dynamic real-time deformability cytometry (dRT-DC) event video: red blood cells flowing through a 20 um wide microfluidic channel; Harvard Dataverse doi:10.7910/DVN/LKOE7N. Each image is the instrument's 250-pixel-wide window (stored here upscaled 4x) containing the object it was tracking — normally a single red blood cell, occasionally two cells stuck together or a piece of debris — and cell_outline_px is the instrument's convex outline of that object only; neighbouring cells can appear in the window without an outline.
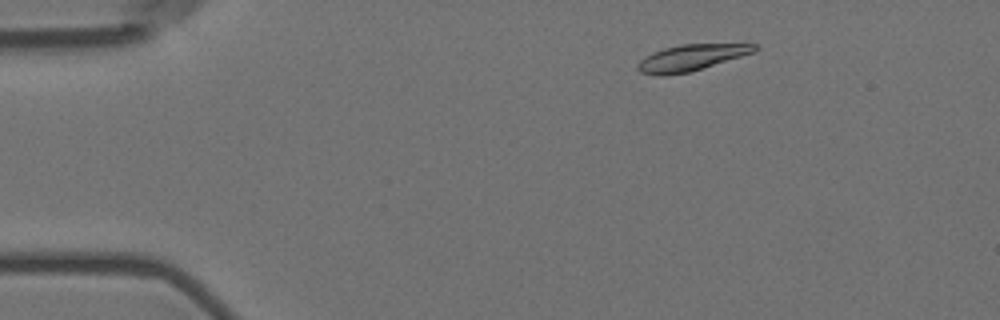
{"species": "Egyptian fruit bat (a non-hibernating species)", "species_latin": "Rousettus aegyptiacus", "temperature_condition": "room temperature", "stored_images_in_passage": 54, "camera_frame_rate_fps": 3000, "um_per_image_px": 0.085, "animal": {"sex": "female"}, "frame": {"image": 1, "passage_image": 6, "time_ms": 1.667, "image_size_px": [1000, 320], "cell_outline_px": [[756, 48], [752, 52], [740, 56], [688, 72], [664, 76], [660, 76], [640, 72], [636, 68], [636, 64], [644, 56], [652, 52], [664, 48], [680, 44], [756, 44]], "centroid_in_image_um": [58.62, 4.9], "position_along_channel_um": 26.4, "area_um2": 17.51}}
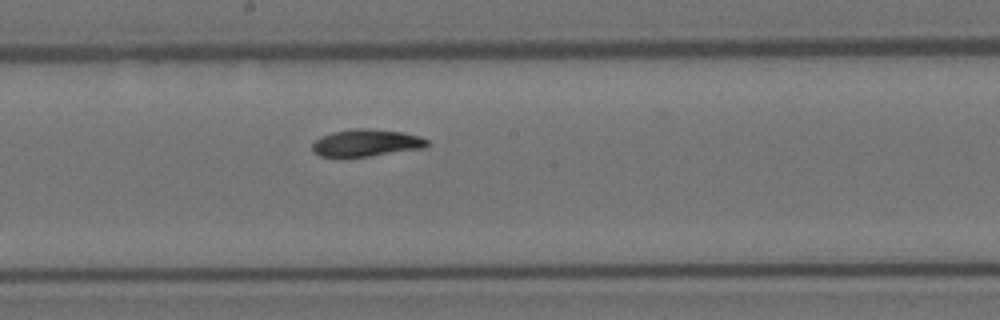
{"frame": {"image": 2, "passage_image": 28, "time_ms": 9.0, "image_size_px": [1000, 320], "cell_outline_px": [[428, 148], [368, 156], [320, 156], [312, 152], [312, 144], [316, 140], [332, 132], [356, 128], [368, 128], [404, 132], [420, 136], [428, 140]], "centroid_in_image_um": [31.19, 12.14], "position_along_channel_um": 217.0, "area_um2": 18.15}}
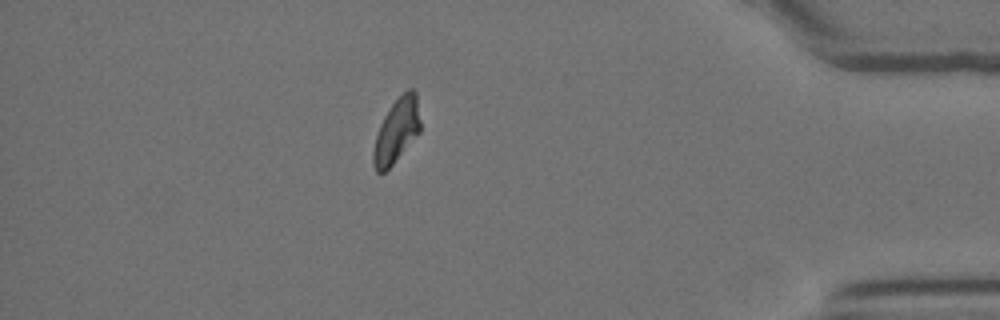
{"frame": {"image": 3, "passage_image": 47, "time_ms": 15.333, "image_size_px": [1000, 320], "cell_outline_px": [[420, 132], [392, 164], [384, 172], [376, 172], [372, 164], [372, 152], [376, 136], [380, 124], [384, 116], [392, 104], [408, 88], [412, 88], [416, 92], [420, 120]], "centroid_in_image_um": [33.7, 11.11], "position_along_channel_um": 401.5, "area_um2": 17.4}, "authors_computed_cell_mechanics": {"area_um2": 18.1492, "velocity_mm_per_s": 3.545, "shape_relaxation_time_tau1_ms": 5.2619, "shape_relaxation_time_tau2_ms": null, "deformation_change_tau1": 0.1616, "deformation_change_tau2": null}}